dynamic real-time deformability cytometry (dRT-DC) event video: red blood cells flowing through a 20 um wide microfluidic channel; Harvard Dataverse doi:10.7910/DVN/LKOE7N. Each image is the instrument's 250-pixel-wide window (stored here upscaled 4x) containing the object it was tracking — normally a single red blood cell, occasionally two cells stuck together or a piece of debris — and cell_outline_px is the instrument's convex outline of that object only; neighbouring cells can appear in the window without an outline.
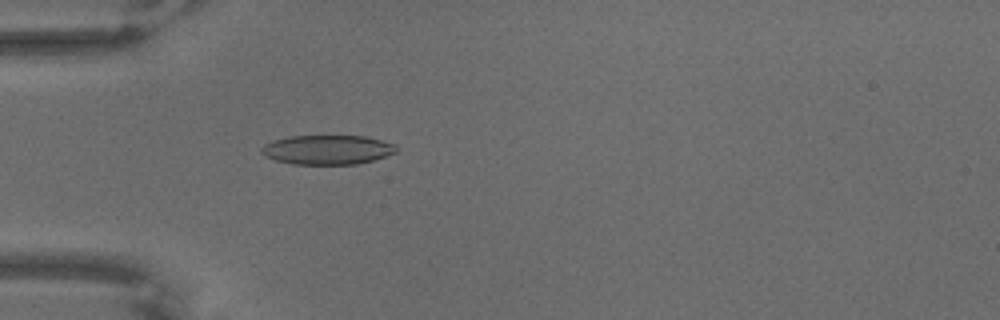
{"species": "common noctule bat (a hibernating species)", "species_latin": "Nyctalus noctula", "temperature_condition": "warm", "stored_images_in_passage": 49, "camera_frame_rate_fps": 3000, "um_per_image_px": 0.085, "animal": {"sex": "male", "body_mass_g": 18.8}, "frame": {"image": 1, "passage_image": 3, "time_ms": 0.667, "image_size_px": [1000, 320], "cell_outline_px": [[396, 152], [372, 160], [356, 164], [292, 164], [276, 160], [264, 156], [260, 152], [260, 148], [264, 144], [272, 140], [288, 136], [364, 136], [396, 144]], "centroid_in_image_um": [27.77, 12.72], "position_along_channel_um": 57.2, "area_um2": 23.06}}
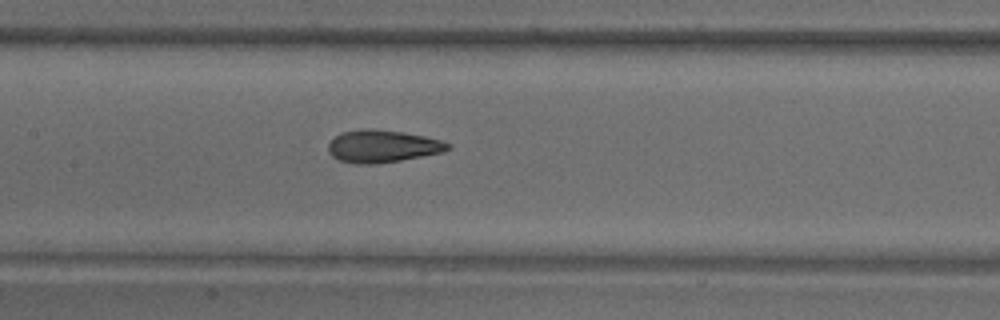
{"frame": {"image": 2, "passage_image": 15, "time_ms": 4.667, "image_size_px": [1000, 320], "cell_outline_px": [[452, 148], [444, 152], [400, 160], [376, 164], [356, 164], [340, 160], [332, 156], [328, 152], [328, 144], [340, 132], [360, 128], [368, 128], [404, 132], [424, 136], [440, 140], [452, 144]], "centroid_in_image_um": [32.52, 12.42], "position_along_channel_um": 174.9, "area_um2": 22.77}}
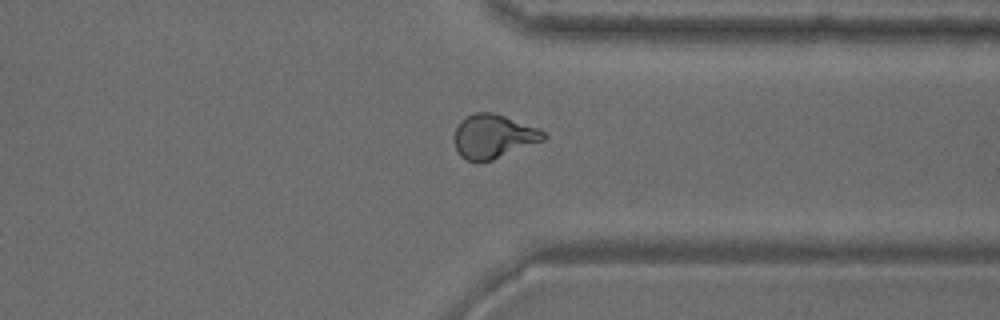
{"frame": {"image": 3, "passage_image": 34, "time_ms": 11.0, "image_size_px": [1000, 320], "cell_outline_px": [[548, 136], [544, 140], [492, 160], [468, 160], [460, 156], [456, 148], [456, 128], [460, 120], [464, 116], [476, 112], [492, 112], [540, 128]], "centroid_in_image_um": [41.96, 11.56], "position_along_channel_um": 369.4, "area_um2": 22.54}}